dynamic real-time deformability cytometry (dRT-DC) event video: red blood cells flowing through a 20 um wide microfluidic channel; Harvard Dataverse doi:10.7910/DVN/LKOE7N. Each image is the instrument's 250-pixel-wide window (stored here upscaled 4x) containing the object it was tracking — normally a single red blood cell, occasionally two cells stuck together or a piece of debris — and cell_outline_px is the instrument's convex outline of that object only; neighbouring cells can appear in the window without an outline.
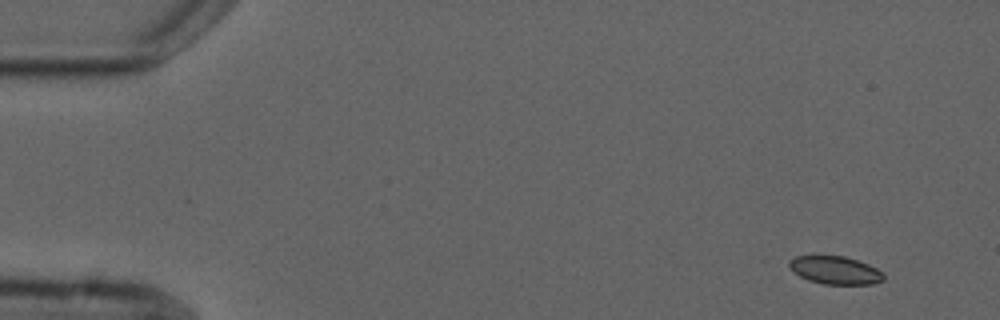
{"species": "common noctule bat (a hibernating species)", "species_latin": "Nyctalus noctula", "temperature_condition": "cold", "stored_images_in_passage": 6, "camera_frame_rate_fps": 3000, "um_per_image_px": 0.085, "animal": {"sex": "male", "forearm_length_mm": 52.5}, "frame": {"image": 1, "passage_image": 1, "time_ms": 0.0, "image_size_px": [1000, 320], "cell_outline_px": [[884, 280], [872, 284], [824, 284], [808, 280], [792, 272], [788, 264], [788, 260], [796, 256], [812, 252], [844, 256], [868, 264], [884, 272]], "centroid_in_image_um": [70.91, 22.91], "position_along_channel_um": 14.1, "area_um2": 16.13}}
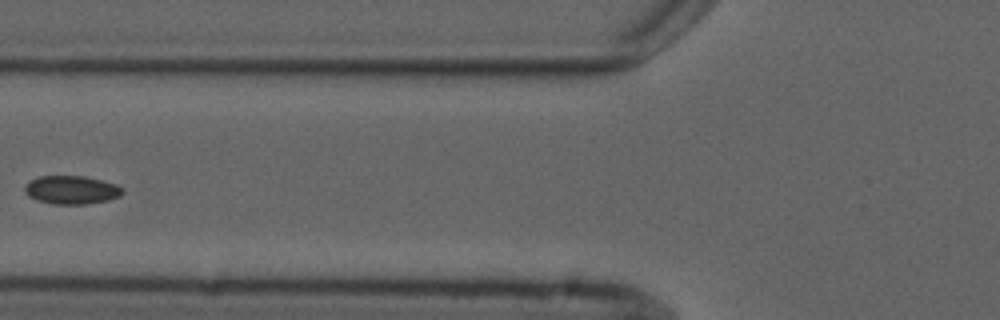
{"frame": {"image": 2, "passage_image": 5, "time_ms": 6.0, "image_size_px": [1000, 320], "cell_outline_px": [[124, 192], [120, 196], [108, 200], [84, 204], [52, 204], [36, 200], [28, 196], [24, 192], [24, 188], [32, 180], [40, 176], [84, 176], [116, 184], [124, 188]], "centroid_in_image_um": [6.09, 16.15], "position_along_channel_um": 119.7, "area_um2": 16.13}}
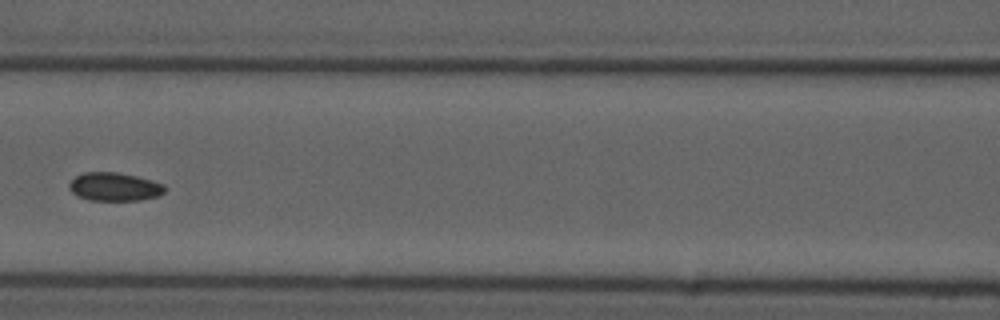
{"frame": {"image": 3, "passage_image": 6, "time_ms": 7.0, "image_size_px": [1000, 320], "cell_outline_px": [[168, 188], [164, 192], [156, 196], [140, 200], [88, 200], [72, 192], [68, 188], [68, 184], [76, 176], [84, 172], [116, 172], [136, 176], [152, 180], [164, 184]], "centroid_in_image_um": [9.74, 15.87], "position_along_channel_um": 156.9, "area_um2": 15.78}}